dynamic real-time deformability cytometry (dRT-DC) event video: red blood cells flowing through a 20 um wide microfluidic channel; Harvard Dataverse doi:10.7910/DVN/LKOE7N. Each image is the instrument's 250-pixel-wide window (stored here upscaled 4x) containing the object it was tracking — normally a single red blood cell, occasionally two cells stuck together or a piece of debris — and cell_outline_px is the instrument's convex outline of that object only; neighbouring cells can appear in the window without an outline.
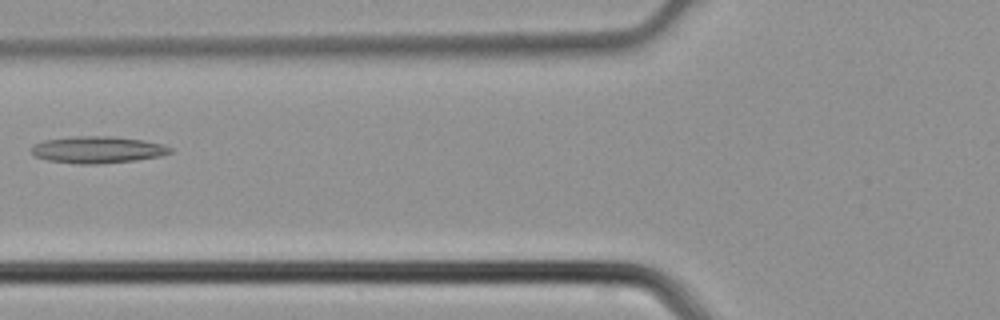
{"species": "common noctule bat (a hibernating species)", "species_latin": "Nyctalus noctula", "temperature_condition": "cold", "stored_images_in_passage": 5, "camera_frame_rate_fps": 3000, "um_per_image_px": 0.085, "animal": {"sex": "male", "body_mass_g": 21.5, "forearm_length_mm": 52.0}, "frame": {"image": 1, "passage_image": 5, "time_ms": 1.333, "image_size_px": [1000, 320], "cell_outline_px": [[172, 152], [160, 156], [136, 160], [92, 164], [76, 164], [48, 160], [36, 156], [32, 152], [32, 148], [36, 144], [44, 140], [72, 136], [112, 136], [144, 140], [164, 144], [172, 148]], "centroid_in_image_um": [8.33, 12.72], "position_along_channel_um": 117.5, "area_um2": 21.62}}